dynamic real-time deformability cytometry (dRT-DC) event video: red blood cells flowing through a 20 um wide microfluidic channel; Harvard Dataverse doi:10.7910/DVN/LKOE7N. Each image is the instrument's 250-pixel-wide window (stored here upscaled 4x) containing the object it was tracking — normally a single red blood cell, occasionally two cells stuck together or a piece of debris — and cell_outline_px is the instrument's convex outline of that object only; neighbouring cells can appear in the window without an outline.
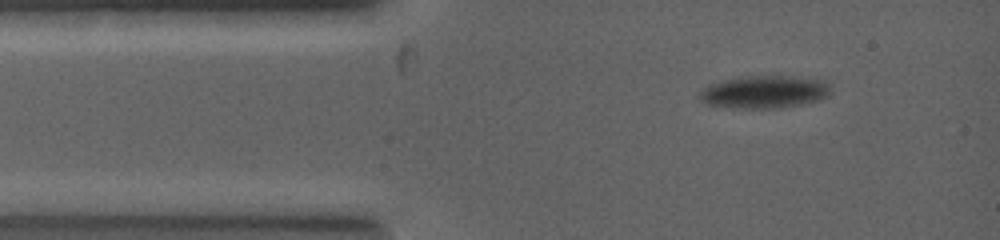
{"species": "common noctule bat (a hibernating species)", "species_latin": "Nyctalus noctula", "temperature_condition": "warm", "stored_images_in_passage": 7, "camera_frame_rate_fps": 5000, "um_per_image_px": 0.085, "animal": {"sex": "female", "body_mass_g": 19.0, "forearm_length_mm": 53.3}, "frame": {"image": 1, "passage_image": 1, "time_ms": 0.0, "image_size_px": [1000, 240], "cell_outline_px": [[832, 92], [828, 96], [816, 100], [780, 108], [744, 108], [708, 104], [700, 100], [700, 92], [704, 88], [712, 84], [724, 80], [756, 76], [792, 76], [816, 80], [828, 84]], "centroid_in_image_um": [64.98, 7.82], "position_along_channel_um": 20.0, "area_um2": 24.16}}
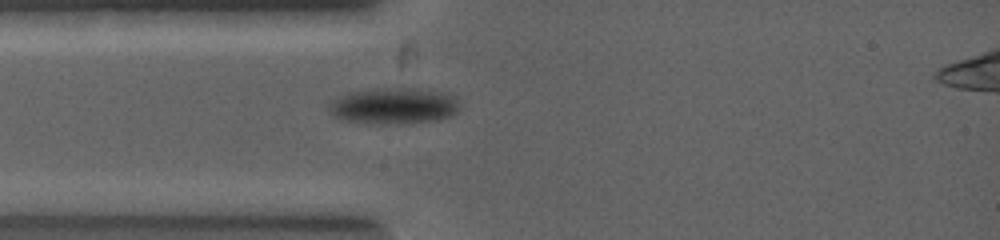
{"frame": {"image": 2, "passage_image": 5, "time_ms": 1.2, "image_size_px": [1000, 240], "cell_outline_px": [[456, 112], [440, 120], [404, 124], [368, 124], [340, 120], [332, 116], [328, 108], [332, 104], [356, 92], [376, 88], [408, 88], [440, 92], [452, 96], [456, 100]], "centroid_in_image_um": [33.48, 9.05], "position_along_channel_um": 51.5, "area_um2": 26.93}}